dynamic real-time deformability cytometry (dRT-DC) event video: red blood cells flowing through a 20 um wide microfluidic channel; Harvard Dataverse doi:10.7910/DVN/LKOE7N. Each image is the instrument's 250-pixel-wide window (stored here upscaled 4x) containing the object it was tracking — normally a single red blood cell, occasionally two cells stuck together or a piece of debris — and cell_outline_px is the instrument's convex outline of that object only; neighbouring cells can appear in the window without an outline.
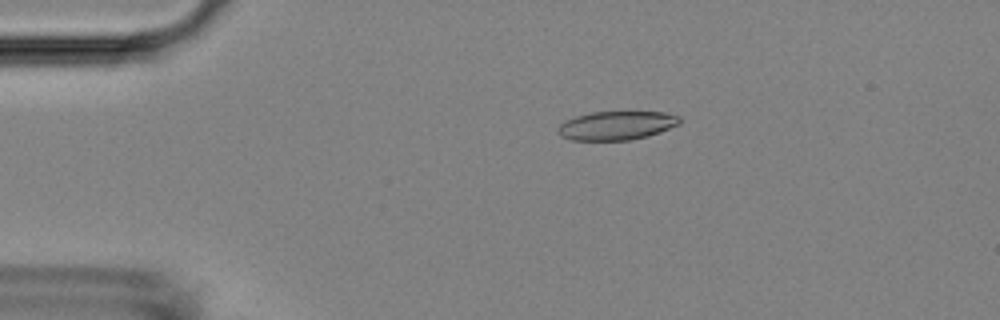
{"species": "Egyptian fruit bat (a non-hibernating species)", "species_latin": "Rousettus aegyptiacus", "temperature_condition": "room temperature", "stored_images_in_passage": 54, "camera_frame_rate_fps": 3000, "um_per_image_px": 0.085, "animal": {"sex": "female"}, "frame": {"image": 1, "passage_image": 11, "time_ms": 3.333, "image_size_px": [1000, 320], "cell_outline_px": [[680, 124], [660, 132], [648, 136], [628, 140], [572, 140], [560, 136], [556, 132], [556, 128], [564, 120], [576, 116], [592, 112], [664, 112], [680, 116]], "centroid_in_image_um": [52.38, 10.67], "position_along_channel_um": 32.6, "area_um2": 20.52}}
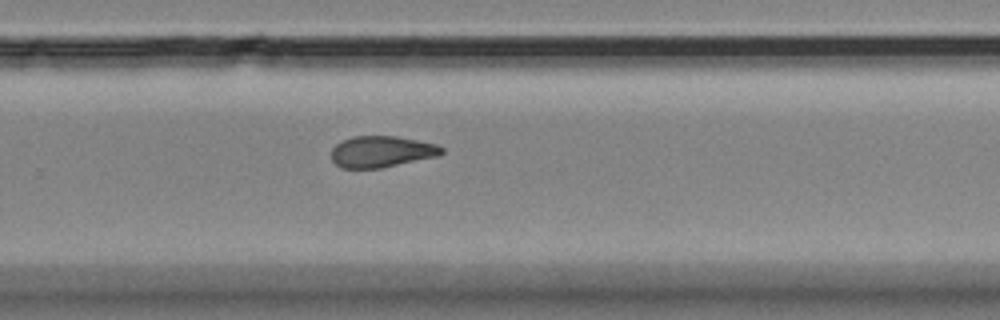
{"frame": {"image": 2, "passage_image": 36, "time_ms": 11.667, "image_size_px": [1000, 320], "cell_outline_px": [[444, 152], [440, 156], [380, 168], [340, 168], [332, 160], [332, 148], [336, 144], [352, 136], [396, 136], [436, 144], [444, 148]], "centroid_in_image_um": [32.45, 12.89], "position_along_channel_um": 297.4, "area_um2": 20.17}}
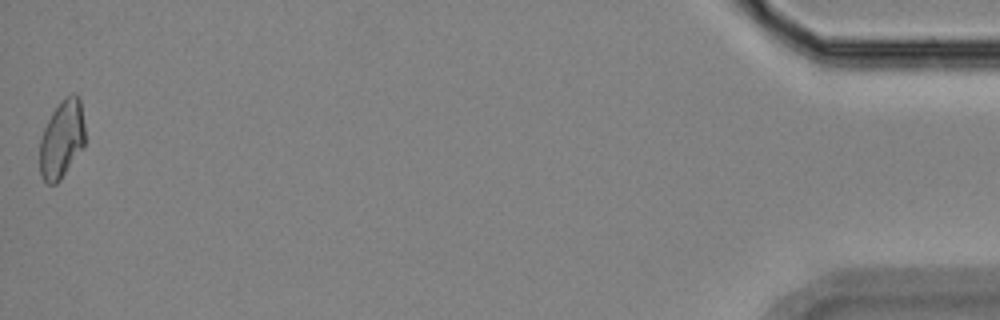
{"frame": {"image": 3, "passage_image": 54, "time_ms": 17.667, "image_size_px": [1000, 320], "cell_outline_px": [[84, 148], [60, 180], [56, 184], [48, 184], [44, 180], [40, 172], [40, 140], [44, 128], [52, 112], [72, 92], [76, 92], [80, 96], [84, 124]], "centroid_in_image_um": [5.27, 11.84], "position_along_channel_um": 429.9, "area_um2": 20.58}, "authors_computed_cell_mechanics": {"area_um2": 20.8947, "velocity_mm_per_s": 3.7206, "shape_relaxation_time_tau1_ms": null, "shape_relaxation_time_tau2_ms": 8.9535, "deformation_change_tau1": null, "deformation_change_tau2": 0.1611}}